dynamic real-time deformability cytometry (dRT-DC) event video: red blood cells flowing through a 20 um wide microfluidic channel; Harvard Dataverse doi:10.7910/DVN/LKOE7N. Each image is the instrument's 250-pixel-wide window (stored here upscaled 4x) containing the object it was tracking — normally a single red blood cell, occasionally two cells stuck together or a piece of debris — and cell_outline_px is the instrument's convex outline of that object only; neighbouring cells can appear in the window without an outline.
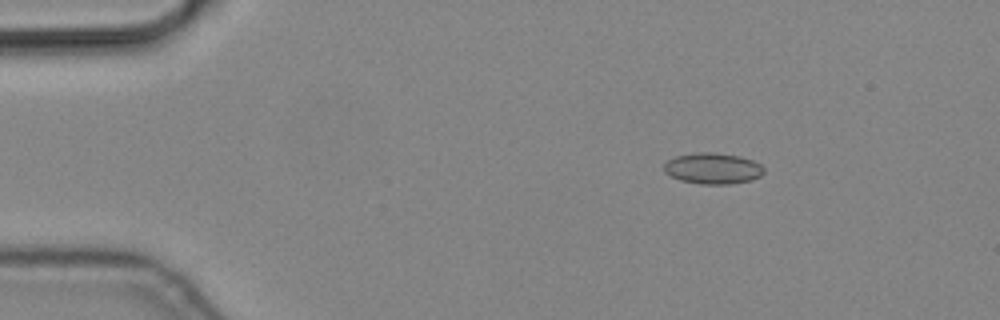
{"species": "common noctule bat (a hibernating species)", "species_latin": "Nyctalus noctula", "temperature_condition": "cold", "stored_images_in_passage": 3, "camera_frame_rate_fps": 3000, "um_per_image_px": 0.085, "animal": {"sex": "male", "body_mass_g": 19.2, "forearm_length_mm": 51.8}, "frame": {"image": 1, "passage_image": 1, "time_ms": 0.0, "image_size_px": [1000, 320], "cell_outline_px": [[764, 172], [760, 176], [752, 180], [732, 184], [700, 184], [680, 180], [664, 172], [664, 164], [668, 160], [676, 156], [700, 152], [712, 152], [740, 156], [752, 160], [760, 164], [764, 168]], "centroid_in_image_um": [60.6, 14.32], "position_along_channel_um": 24.4, "area_um2": 18.09}}
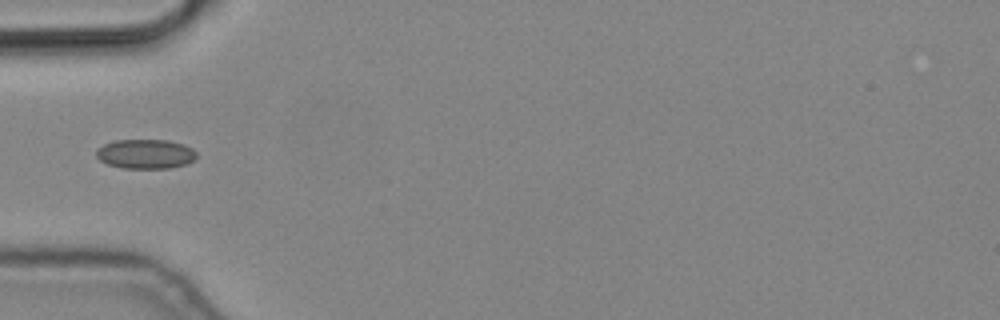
{"frame": {"image": 2, "passage_image": 3, "time_ms": 0.667, "image_size_px": [1000, 320], "cell_outline_px": [[196, 156], [192, 160], [184, 164], [168, 168], [124, 168], [108, 164], [100, 160], [96, 156], [96, 148], [112, 140], [168, 140], [184, 144], [192, 148], [196, 152]], "centroid_in_image_um": [12.33, 13.07], "position_along_channel_um": 72.7, "area_um2": 17.17}}